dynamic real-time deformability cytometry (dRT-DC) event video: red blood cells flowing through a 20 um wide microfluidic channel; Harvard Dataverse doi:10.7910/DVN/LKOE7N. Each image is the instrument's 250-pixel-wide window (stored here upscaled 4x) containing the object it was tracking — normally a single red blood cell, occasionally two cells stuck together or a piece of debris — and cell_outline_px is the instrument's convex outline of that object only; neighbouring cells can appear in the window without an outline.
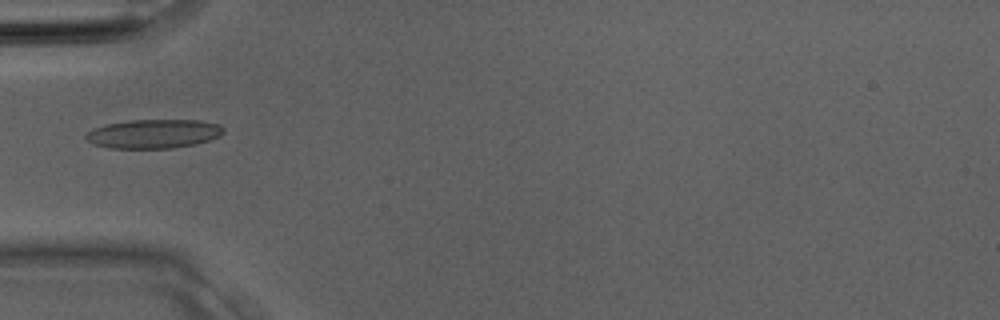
{"species": "Egyptian fruit bat (a non-hibernating species)", "species_latin": "Rousettus aegyptiacus", "temperature_condition": "room temperature", "stored_images_in_passage": 1, "camera_frame_rate_fps": 3000, "um_per_image_px": 0.085, "animal": {"sex": "male"}, "frame": {"image": 1, "passage_image": 1, "time_ms": 0.0, "image_size_px": [1000, 320], "cell_outline_px": [[224, 132], [220, 136], [196, 144], [172, 148], [108, 148], [92, 144], [84, 136], [92, 128], [108, 124], [128, 120], [200, 120], [216, 124], [224, 128]], "centroid_in_image_um": [13.04, 11.37], "position_along_channel_um": 72.0, "area_um2": 23.24}}